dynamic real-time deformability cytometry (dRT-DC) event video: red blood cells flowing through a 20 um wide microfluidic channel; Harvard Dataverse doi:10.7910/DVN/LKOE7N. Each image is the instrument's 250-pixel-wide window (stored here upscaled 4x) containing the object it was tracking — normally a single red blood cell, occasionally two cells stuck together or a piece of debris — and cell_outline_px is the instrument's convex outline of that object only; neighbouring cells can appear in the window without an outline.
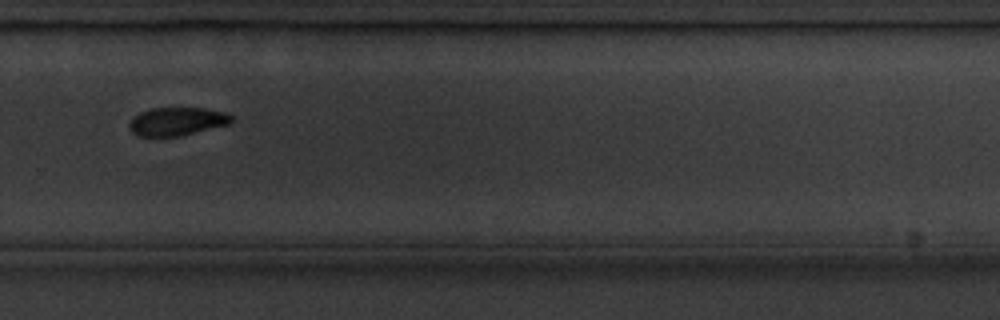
{"species": "common noctule bat (a hibernating species)", "species_latin": "Nyctalus noctula", "temperature_condition": "cold", "stored_images_in_passage": 9, "camera_frame_rate_fps": 3000, "um_per_image_px": 0.085, "animal": {"sex": "male", "body_mass_g": 20.1, "forearm_length_mm": 53.5}, "frame": {"image": 1, "passage_image": 9, "time_ms": 9.0, "image_size_px": [1000, 320], "cell_outline_px": [[232, 124], [180, 136], [136, 136], [128, 128], [128, 124], [132, 116], [140, 112], [152, 108], [204, 108], [224, 112], [232, 116]], "centroid_in_image_um": [15.02, 10.32], "position_along_channel_um": 314.8, "area_um2": 17.05}}